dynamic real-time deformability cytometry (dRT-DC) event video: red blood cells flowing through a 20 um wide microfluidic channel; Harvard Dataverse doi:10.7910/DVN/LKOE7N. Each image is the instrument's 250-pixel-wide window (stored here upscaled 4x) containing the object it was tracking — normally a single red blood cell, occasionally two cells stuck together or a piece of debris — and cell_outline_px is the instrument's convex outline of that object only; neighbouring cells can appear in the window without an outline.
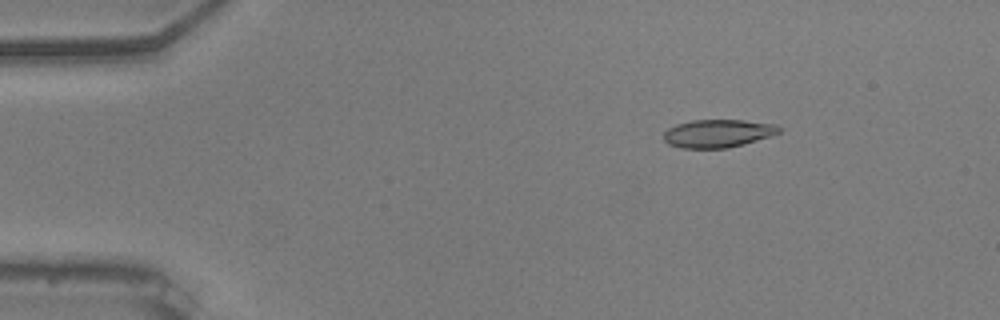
{"species": "common noctule bat (a hibernating species)", "species_latin": "Nyctalus noctula", "temperature_condition": "warm", "stored_images_in_passage": 55, "camera_frame_rate_fps": 3000, "um_per_image_px": 0.085, "animal": {"sex": "male", "body_mass_g": 20.5, "forearm_length_mm": 52.5}, "frame": {"image": 1, "passage_image": 8, "time_ms": 2.333, "image_size_px": [1000, 320], "cell_outline_px": [[780, 132], [772, 136], [744, 144], [728, 148], [680, 148], [668, 144], [664, 140], [664, 132], [668, 128], [676, 124], [692, 120], [744, 120], [776, 124], [780, 128]], "centroid_in_image_um": [61.02, 11.34], "position_along_channel_um": 24.0, "area_um2": 18.96}}
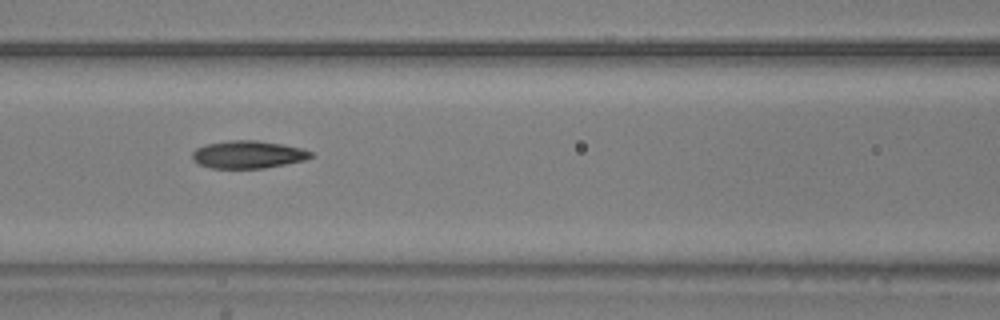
{"frame": {"image": 2, "passage_image": 24, "time_ms": 7.667, "image_size_px": [1000, 320], "cell_outline_px": [[316, 156], [304, 160], [264, 168], [212, 168], [200, 164], [192, 160], [192, 152], [196, 148], [204, 144], [232, 140], [256, 140], [280, 144], [300, 148], [312, 152]], "centroid_in_image_um": [21.06, 13.13], "position_along_channel_um": 145.5, "area_um2": 19.02}}
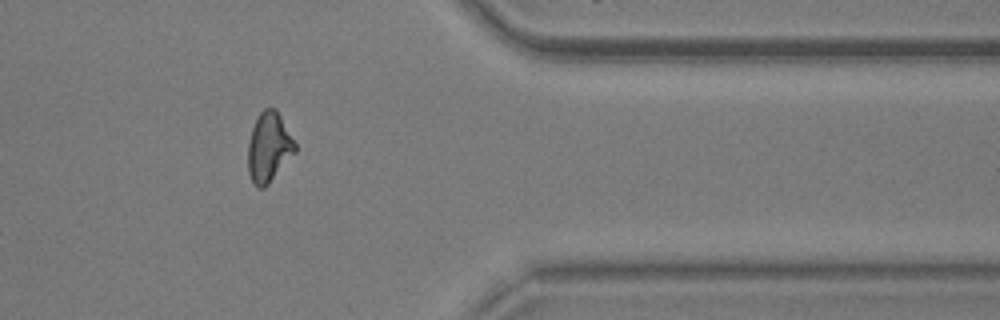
{"frame": {"image": 3, "passage_image": 45, "time_ms": 14.667, "image_size_px": [1000, 320], "cell_outline_px": [[296, 152], [268, 184], [264, 188], [256, 188], [248, 172], [248, 144], [252, 128], [260, 112], [264, 108], [276, 108], [296, 144]], "centroid_in_image_um": [22.85, 12.53], "position_along_channel_um": 388.5, "area_um2": 19.02}, "authors_computed_cell_mechanics": {"area_um2": 19.0162, "velocity_mm_per_s": 3.6928, "shape_relaxation_time_tau1_ms": 5.7455, "shape_relaxation_time_tau2_ms": 3.0823, "deformation_change_tau1": 0.1558, "deformation_change_tau2": 0.1145}}